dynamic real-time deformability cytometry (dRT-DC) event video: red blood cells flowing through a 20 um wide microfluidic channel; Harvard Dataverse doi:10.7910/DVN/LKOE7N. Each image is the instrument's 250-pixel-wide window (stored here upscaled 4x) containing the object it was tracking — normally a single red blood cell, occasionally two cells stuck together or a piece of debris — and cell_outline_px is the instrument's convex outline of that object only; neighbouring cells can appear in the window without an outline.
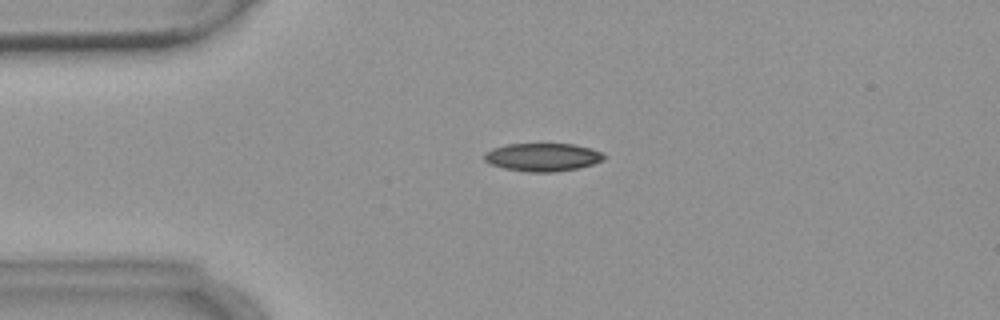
{"species": "common noctule bat (a hibernating species)", "species_latin": "Nyctalus noctula", "temperature_condition": "warm", "stored_images_in_passage": 6, "camera_frame_rate_fps": 3000, "um_per_image_px": 0.085, "animal": {"sex": "female", "body_mass_g": 18.4}, "frame": {"image": 1, "passage_image": 4, "time_ms": 3.667, "image_size_px": [1000, 320], "cell_outline_px": [[604, 160], [592, 164], [576, 168], [552, 172], [528, 172], [504, 168], [492, 164], [484, 160], [484, 152], [492, 148], [508, 144], [572, 144], [588, 148], [600, 152], [604, 156]], "centroid_in_image_um": [46.07, 13.36], "position_along_channel_um": 38.9, "area_um2": 19.31}}